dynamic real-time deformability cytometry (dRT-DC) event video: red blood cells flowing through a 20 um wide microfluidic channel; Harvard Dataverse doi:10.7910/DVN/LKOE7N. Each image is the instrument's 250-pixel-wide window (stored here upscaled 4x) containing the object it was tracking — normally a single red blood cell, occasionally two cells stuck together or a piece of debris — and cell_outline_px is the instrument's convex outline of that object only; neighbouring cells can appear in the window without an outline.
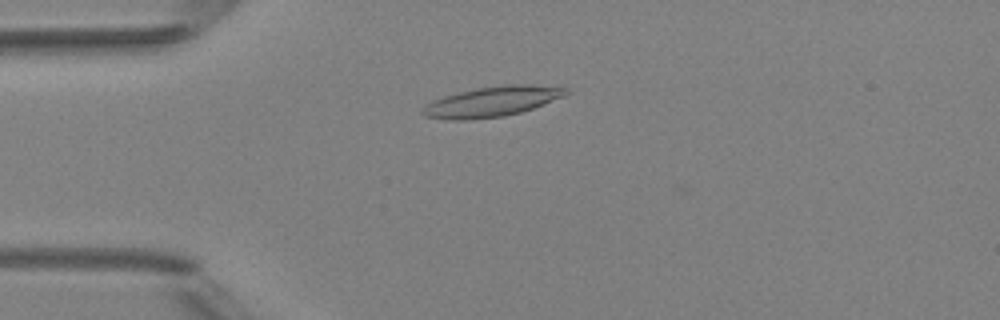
{"species": "Egyptian fruit bat (a non-hibernating species)", "species_latin": "Rousettus aegyptiacus", "temperature_condition": "room temperature", "stored_images_in_passage": 5, "camera_frame_rate_fps": 3000, "um_per_image_px": 0.085, "animal": {"sex": "female"}, "frame": {"image": 1, "passage_image": 3, "time_ms": 3.333, "image_size_px": [1000, 320], "cell_outline_px": [[572, 92], [564, 96], [532, 108], [520, 112], [504, 116], [472, 120], [448, 120], [424, 116], [420, 112], [424, 104], [432, 100], [444, 96], [476, 88], [504, 84], [528, 84], [568, 88]], "centroid_in_image_um": [41.79, 8.64], "position_along_channel_um": 43.2, "area_um2": 25.37}}
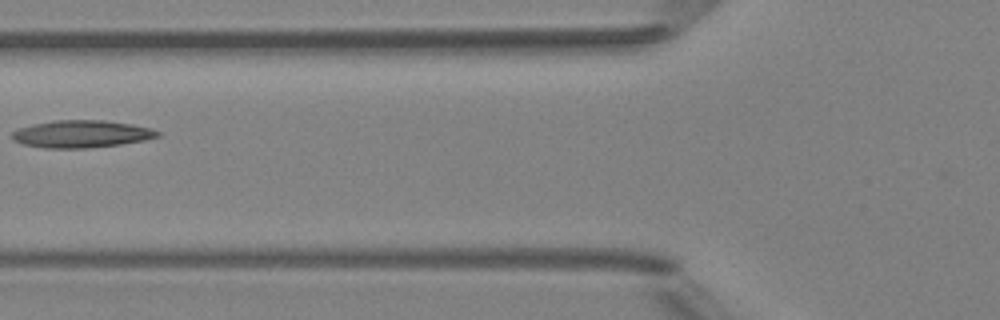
{"frame": {"image": 2, "passage_image": 5, "time_ms": 5.667, "image_size_px": [1000, 320], "cell_outline_px": [[160, 136], [144, 140], [120, 144], [88, 148], [44, 148], [24, 144], [16, 140], [12, 136], [12, 132], [20, 128], [36, 124], [56, 120], [104, 120], [132, 124], [152, 128], [160, 132]], "centroid_in_image_um": [6.98, 11.38], "position_along_channel_um": 118.8, "area_um2": 22.95}}